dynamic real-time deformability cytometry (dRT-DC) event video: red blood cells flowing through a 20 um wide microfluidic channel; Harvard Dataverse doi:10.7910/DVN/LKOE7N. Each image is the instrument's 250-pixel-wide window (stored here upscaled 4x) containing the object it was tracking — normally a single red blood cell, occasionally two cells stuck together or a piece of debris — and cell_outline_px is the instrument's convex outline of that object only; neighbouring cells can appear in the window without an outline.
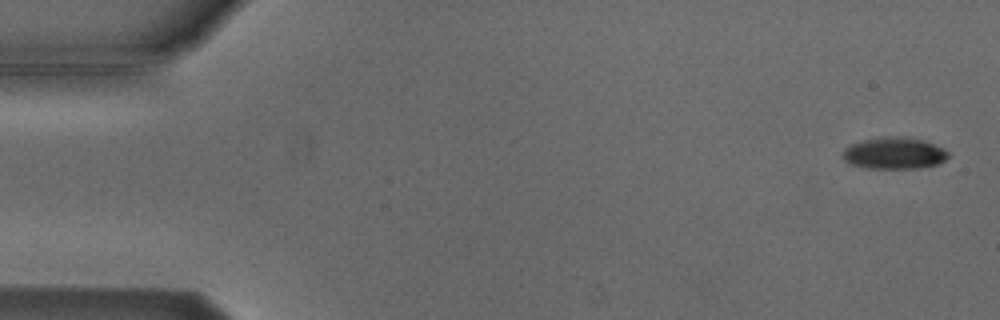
{"species": "Egyptian fruit bat (a non-hibernating species)", "species_latin": "Rousettus aegyptiacus", "temperature_condition": "cold", "stored_images_in_passage": 5, "camera_frame_rate_fps": 3000, "um_per_image_px": 0.085, "animal": {"sex": "male"}, "frame": {"image": 1, "passage_image": 1, "time_ms": 0.0, "image_size_px": [1000, 320], "cell_outline_px": [[948, 156], [940, 164], [920, 168], [868, 168], [848, 164], [844, 160], [844, 148], [852, 144], [864, 140], [924, 140], [944, 148], [948, 152]], "centroid_in_image_um": [76.03, 13.1], "position_along_channel_um": 9.0, "area_um2": 18.44}}
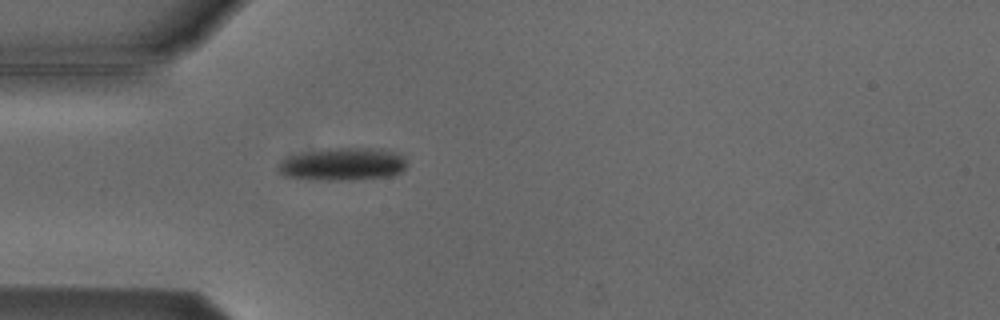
{"frame": {"image": 2, "passage_image": 5, "time_ms": 4.667, "image_size_px": [1000, 320], "cell_outline_px": [[408, 164], [400, 172], [392, 176], [352, 180], [308, 180], [284, 176], [276, 172], [276, 168], [280, 160], [288, 156], [328, 148], [380, 148], [404, 156]], "centroid_in_image_um": [29.09, 13.97], "position_along_channel_um": 55.9, "area_um2": 24.97}}